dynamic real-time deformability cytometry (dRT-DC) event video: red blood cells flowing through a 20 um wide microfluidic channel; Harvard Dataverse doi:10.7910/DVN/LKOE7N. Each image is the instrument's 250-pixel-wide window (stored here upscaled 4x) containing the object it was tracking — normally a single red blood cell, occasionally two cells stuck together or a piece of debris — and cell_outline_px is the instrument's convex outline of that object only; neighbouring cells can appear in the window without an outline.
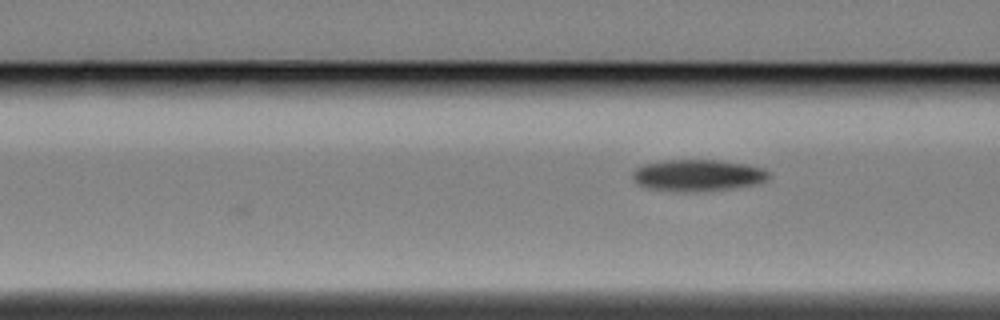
{"species": "Egyptian fruit bat (a non-hibernating species)", "species_latin": "Rousettus aegyptiacus", "temperature_condition": "cold", "stored_images_in_passage": 4, "camera_frame_rate_fps": 3000, "um_per_image_px": 0.085, "animal": {"sex": "female"}, "frame": {"image": 1, "passage_image": 4, "time_ms": 1.0, "image_size_px": [1000, 320], "cell_outline_px": [[772, 176], [768, 180], [760, 184], [732, 188], [696, 192], [676, 192], [648, 188], [632, 180], [632, 172], [636, 168], [644, 164], [664, 160], [720, 160], [748, 164], [764, 168]], "centroid_in_image_um": [59.36, 14.91], "position_along_channel_um": 107.2, "area_um2": 25.61}}